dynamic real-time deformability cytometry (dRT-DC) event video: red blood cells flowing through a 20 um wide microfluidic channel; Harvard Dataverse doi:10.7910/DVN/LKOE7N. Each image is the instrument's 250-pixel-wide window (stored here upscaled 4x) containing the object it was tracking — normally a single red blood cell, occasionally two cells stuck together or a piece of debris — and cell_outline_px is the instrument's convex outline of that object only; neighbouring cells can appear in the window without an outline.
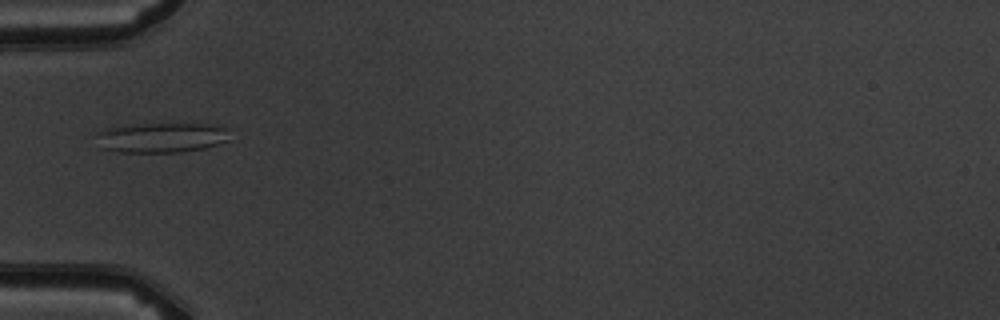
{"species": "common noctule bat (a hibernating species)", "species_latin": "Nyctalus noctula", "temperature_condition": "warm", "stored_images_in_passage": 5, "camera_frame_rate_fps": 3000, "um_per_image_px": 0.085, "animal": {"sex": "male", "body_mass_g": 19.5, "forearm_length_mm": 54.6}, "frame": {"image": 1, "passage_image": 5, "time_ms": 5.333, "image_size_px": [1000, 320], "cell_outline_px": [[232, 140], [204, 148], [180, 152], [120, 152], [100, 148], [96, 132], [100, 128], [144, 124], [216, 124], [228, 128]], "centroid_in_image_um": [13.76, 11.69], "position_along_channel_um": 71.2, "area_um2": 23.64}}